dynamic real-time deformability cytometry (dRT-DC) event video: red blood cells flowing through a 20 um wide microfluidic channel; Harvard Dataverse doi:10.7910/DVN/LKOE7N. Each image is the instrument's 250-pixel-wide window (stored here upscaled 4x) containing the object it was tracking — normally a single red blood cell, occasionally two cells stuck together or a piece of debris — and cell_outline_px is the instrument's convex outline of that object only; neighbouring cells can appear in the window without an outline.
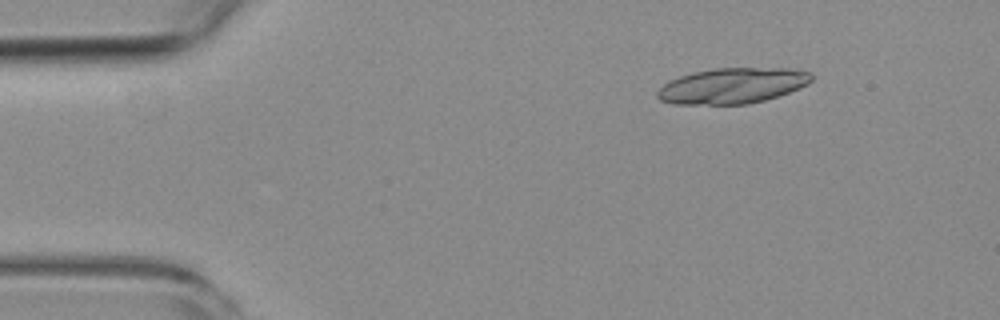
{"species": "common noctule bat (a hibernating species)", "species_latin": "Nyctalus noctula", "temperature_condition": "room temperature", "stored_images_in_passage": 3, "camera_frame_rate_fps": 3000, "um_per_image_px": 0.085, "animal": {"sex": "female", "body_mass_g": 19.3, "forearm_length_mm": 54.1}, "frame": {"image": 1, "passage_image": 1, "time_ms": 0.0, "image_size_px": [1000, 320], "cell_outline_px": [[812, 80], [808, 84], [800, 88], [764, 100], [748, 104], [672, 104], [660, 100], [656, 96], [656, 92], [668, 80], [692, 72], [712, 68], [788, 68], [812, 72]], "centroid_in_image_um": [62.23, 7.28], "position_along_channel_um": 22.8, "area_um2": 32.14}}